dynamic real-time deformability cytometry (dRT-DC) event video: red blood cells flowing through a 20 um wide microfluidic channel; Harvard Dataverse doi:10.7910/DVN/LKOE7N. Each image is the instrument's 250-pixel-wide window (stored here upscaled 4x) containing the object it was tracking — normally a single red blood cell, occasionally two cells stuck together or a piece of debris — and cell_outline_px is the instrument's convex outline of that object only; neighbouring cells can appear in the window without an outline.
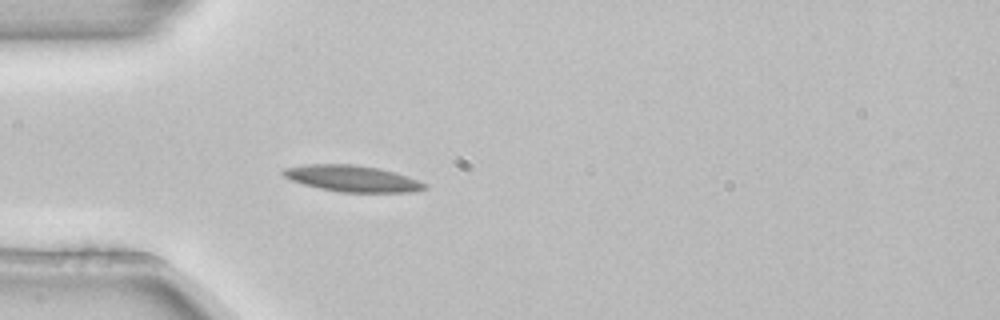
{"species": "common noctule bat (a hibernating species)", "species_latin": "Nyctalus noctula", "temperature_condition": "room temperature", "stored_images_in_passage": 4, "camera_frame_rate_fps": 3000, "um_per_image_px": 0.085, "animal": {"sex": "female", "body_mass_g": 22.7, "forearm_length_mm": 54.2}, "frame": {"image": 1, "passage_image": 4, "time_ms": 1.0, "image_size_px": [1000, 320], "cell_outline_px": [[428, 188], [416, 192], [340, 192], [320, 188], [304, 184], [292, 180], [284, 176], [280, 172], [284, 168], [304, 164], [352, 164], [376, 168], [392, 172], [428, 184]], "centroid_in_image_um": [29.92, 15.18], "position_along_channel_um": 55.1, "area_um2": 21.44}}